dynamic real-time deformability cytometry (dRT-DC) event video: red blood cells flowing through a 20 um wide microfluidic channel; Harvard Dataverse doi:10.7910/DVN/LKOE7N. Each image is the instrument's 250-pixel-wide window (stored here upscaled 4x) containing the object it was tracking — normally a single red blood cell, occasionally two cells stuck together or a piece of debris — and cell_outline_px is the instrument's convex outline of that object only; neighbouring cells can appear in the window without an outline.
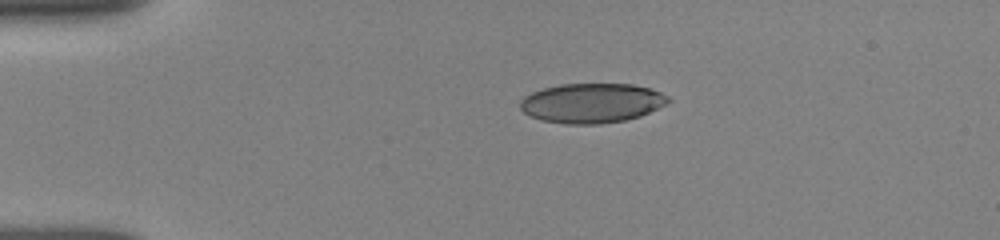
{"species": "human", "species_latin": "Homo sapiens", "temperature_condition": "room temperature", "stored_images_in_passage": 26, "camera_frame_rate_fps": 3000, "um_per_image_px": 0.085, "donor": {"sex": "female"}, "frame": {"image": 1, "passage_image": 1, "time_ms": 0.0, "image_size_px": [1000, 240], "cell_outline_px": [[672, 100], [640, 116], [624, 120], [600, 124], [564, 124], [540, 120], [524, 112], [520, 108], [520, 100], [524, 96], [532, 92], [544, 88], [560, 84], [632, 84], [648, 88], [660, 92], [668, 96]], "centroid_in_image_um": [50.27, 8.76], "position_along_channel_um": 34.7, "area_um2": 34.04}}
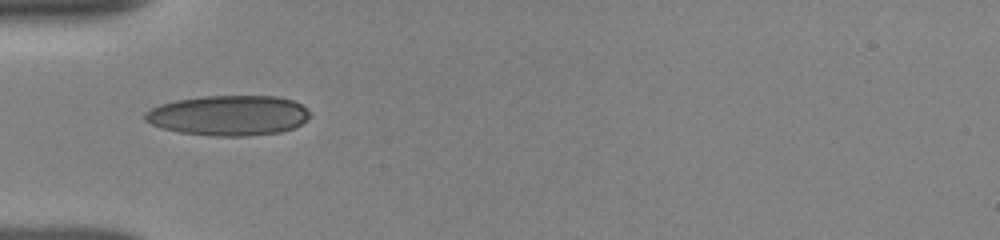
{"frame": {"image": 2, "passage_image": 17, "time_ms": 2.0, "image_size_px": [1000, 240], "cell_outline_px": [[312, 112], [308, 120], [292, 128], [280, 132], [248, 136], [212, 136], [180, 132], [160, 128], [144, 120], [144, 112], [160, 104], [176, 100], [204, 96], [276, 96], [292, 100], [300, 104]], "centroid_in_image_um": [19.43, 9.81], "position_along_channel_um": 65.6, "area_um2": 38.78}}
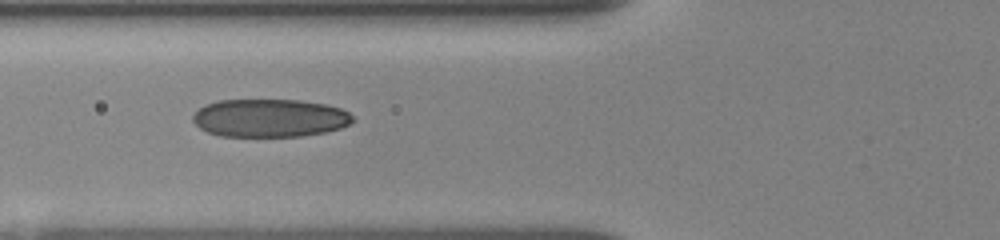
{"frame": {"image": 3, "passage_image": 25, "time_ms": 3.0, "image_size_px": [1000, 240], "cell_outline_px": [[356, 120], [340, 128], [324, 132], [300, 136], [220, 136], [208, 132], [200, 128], [192, 120], [192, 116], [204, 104], [220, 100], [300, 100], [324, 104], [340, 108], [348, 112]], "centroid_in_image_um": [22.91, 10.03], "position_along_channel_um": 102.9, "area_um2": 35.37}}